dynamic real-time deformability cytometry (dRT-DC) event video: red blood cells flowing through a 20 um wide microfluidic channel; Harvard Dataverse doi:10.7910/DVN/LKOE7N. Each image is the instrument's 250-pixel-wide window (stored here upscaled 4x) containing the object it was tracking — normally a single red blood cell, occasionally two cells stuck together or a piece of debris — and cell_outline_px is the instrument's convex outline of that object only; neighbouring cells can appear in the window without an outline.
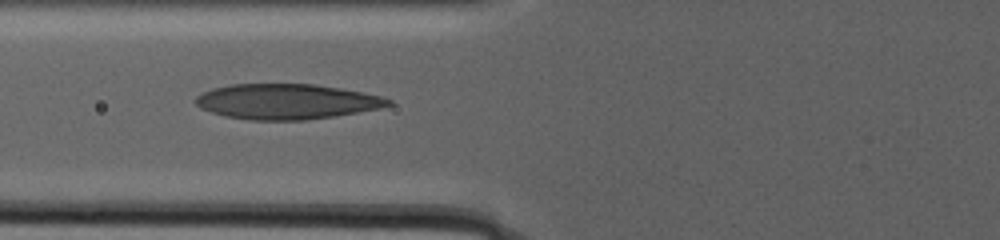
{"species": "human", "species_latin": "Homo sapiens", "temperature_condition": "warm", "stored_images_in_passage": 23, "camera_frame_rate_fps": 3000, "um_per_image_px": 0.085, "donor": {"sex": "male"}, "frame": {"image": 1, "passage_image": 4, "time_ms": 2.667, "image_size_px": [1000, 240], "cell_outline_px": [[392, 104], [380, 108], [336, 116], [308, 120], [248, 120], [224, 116], [200, 108], [192, 100], [196, 96], [212, 88], [232, 84], [316, 84], [364, 92], [384, 96], [392, 100]], "centroid_in_image_um": [24.37, 8.63], "position_along_channel_um": 101.4, "area_um2": 39.94}}
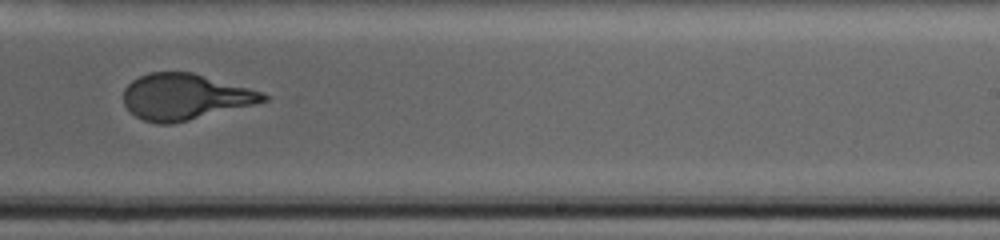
{"frame": {"image": 2, "passage_image": 12, "time_ms": 10.333, "image_size_px": [1000, 240], "cell_outline_px": [[268, 100], [256, 104], [172, 124], [156, 124], [144, 120], [128, 112], [124, 104], [124, 88], [132, 80], [148, 72], [192, 72], [264, 92], [268, 96]], "centroid_in_image_um": [15.71, 8.23], "position_along_channel_um": 273.3, "area_um2": 37.57}}
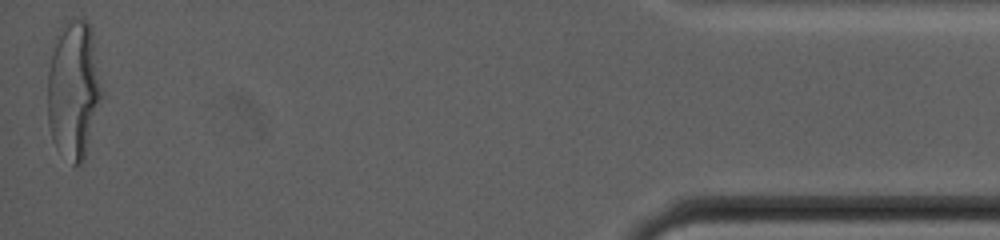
{"frame": {"image": 3, "passage_image": 23, "time_ms": 20.333, "image_size_px": [1000, 240], "cell_outline_px": [[104, 96], [84, 160], [80, 164], [72, 164], [56, 148], [52, 140], [48, 124], [48, 72], [52, 52], [56, 36], [60, 28], [72, 16], [80, 16], [88, 20], [92, 32]], "centroid_in_image_um": [6.28, 7.61], "position_along_channel_um": 428.9, "area_um2": 44.51}, "authors_computed_cell_mechanics": {"area_um2": 38.7838, "velocity_mm_per_s": 2.2404, "shape_relaxation_time_tau1_ms": 10.5851, "shape_relaxation_time_tau2_ms": null, "deformation_change_tau1": 0.2895, "deformation_change_tau2": null}}